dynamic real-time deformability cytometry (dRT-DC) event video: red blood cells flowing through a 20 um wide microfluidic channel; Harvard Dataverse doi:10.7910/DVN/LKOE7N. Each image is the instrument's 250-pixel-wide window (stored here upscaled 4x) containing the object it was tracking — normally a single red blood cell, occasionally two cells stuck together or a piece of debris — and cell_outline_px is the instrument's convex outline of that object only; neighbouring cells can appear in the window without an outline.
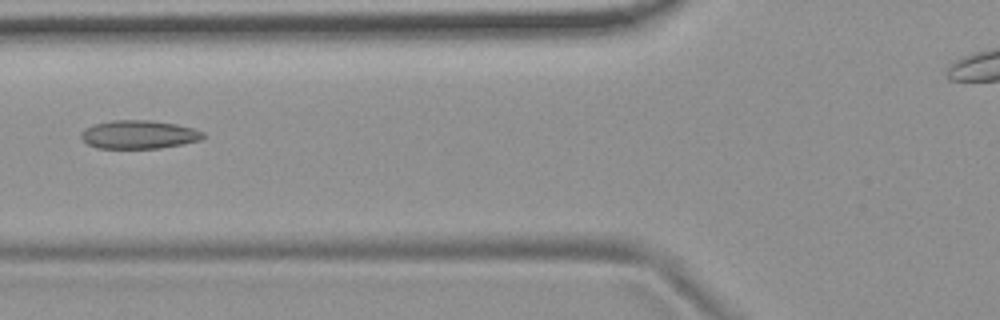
{"species": "common noctule bat (a hibernating species)", "species_latin": "Nyctalus noctula", "temperature_condition": "room temperature", "stored_images_in_passage": 5, "camera_frame_rate_fps": 3000, "um_per_image_px": 0.085, "animal": {"sex": "female", "body_mass_g": 19.9}, "frame": {"image": 1, "passage_image": 2, "time_ms": 0.333, "image_size_px": [1000, 320], "cell_outline_px": [[204, 136], [200, 140], [160, 148], [96, 148], [88, 144], [80, 136], [84, 128], [96, 124], [112, 120], [148, 120], [176, 124], [192, 128], [204, 132]], "centroid_in_image_um": [11.79, 11.43], "position_along_channel_um": 114.0, "area_um2": 20.0}}
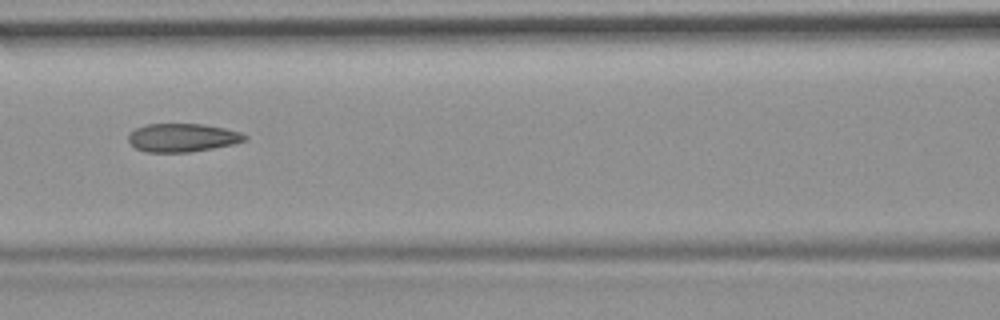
{"frame": {"image": 2, "passage_image": 3, "time_ms": 0.667, "image_size_px": [1000, 320], "cell_outline_px": [[248, 140], [232, 144], [212, 148], [188, 152], [148, 152], [136, 148], [128, 140], [128, 132], [136, 128], [148, 124], [200, 124], [224, 128], [240, 132], [248, 136]], "centroid_in_image_um": [15.5, 11.7], "position_along_channel_um": 151.1, "area_um2": 19.13}}